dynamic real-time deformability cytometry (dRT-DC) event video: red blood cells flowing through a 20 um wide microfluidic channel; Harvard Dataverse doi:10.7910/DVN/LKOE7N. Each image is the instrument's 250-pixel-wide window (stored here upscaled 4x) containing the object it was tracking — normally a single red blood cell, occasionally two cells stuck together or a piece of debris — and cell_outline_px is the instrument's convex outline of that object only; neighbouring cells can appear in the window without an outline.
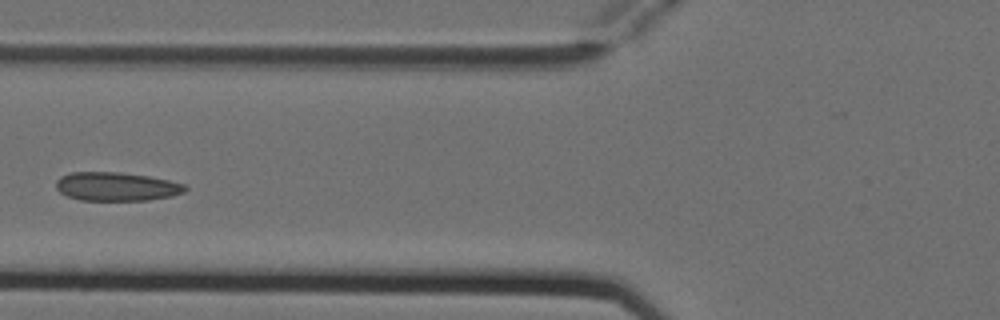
{"species": "Egyptian fruit bat (a non-hibernating species)", "species_latin": "Rousettus aegyptiacus", "temperature_condition": "cold", "stored_images_in_passage": 6, "camera_frame_rate_fps": 3000, "um_per_image_px": 0.085, "animal": {"sex": "female"}, "frame": {"image": 1, "passage_image": 5, "time_ms": 1.333, "image_size_px": [1000, 320], "cell_outline_px": [[188, 188], [184, 192], [172, 196], [148, 200], [80, 200], [68, 196], [60, 192], [56, 188], [56, 180], [60, 176], [72, 172], [120, 172], [148, 176], [168, 180], [184, 184]], "centroid_in_image_um": [9.89, 15.85], "position_along_channel_um": 115.9, "area_um2": 21.56}}
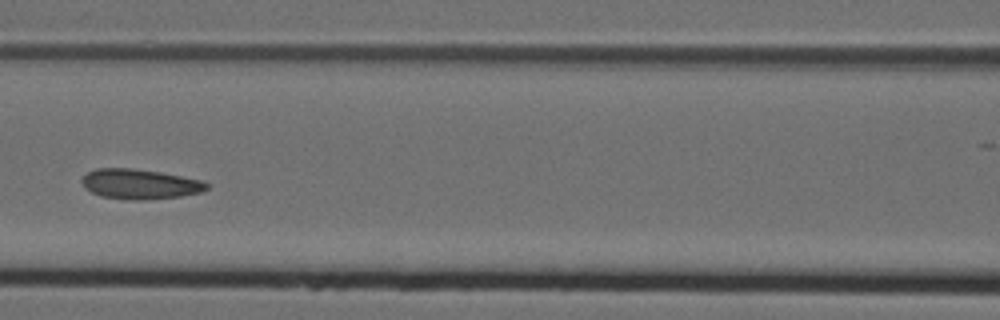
{"frame": {"image": 2, "passage_image": 6, "time_ms": 1.667, "image_size_px": [1000, 320], "cell_outline_px": [[208, 188], [200, 192], [180, 196], [144, 200], [128, 200], [100, 196], [84, 188], [84, 176], [88, 172], [96, 168], [132, 168], [160, 172], [200, 180], [208, 184]], "centroid_in_image_um": [11.87, 15.65], "position_along_channel_um": 154.7, "area_um2": 21.56}}